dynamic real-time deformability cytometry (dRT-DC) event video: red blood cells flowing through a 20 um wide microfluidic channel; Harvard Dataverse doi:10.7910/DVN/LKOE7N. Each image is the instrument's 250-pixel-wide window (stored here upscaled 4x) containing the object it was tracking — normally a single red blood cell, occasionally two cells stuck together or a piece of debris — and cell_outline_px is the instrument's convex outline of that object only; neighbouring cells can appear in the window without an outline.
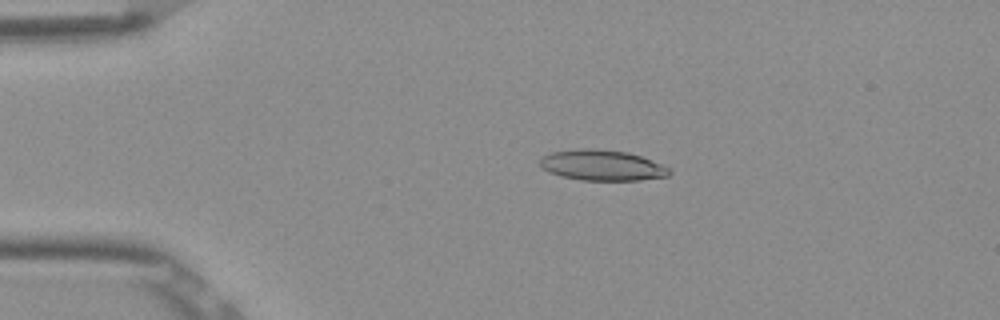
{"species": "Egyptian fruit bat (a non-hibernating species)", "species_latin": "Rousettus aegyptiacus", "temperature_condition": "room temperature", "stored_images_in_passage": 52, "camera_frame_rate_fps": 3000, "um_per_image_px": 0.085, "frame": {"image": 1, "passage_image": 11, "time_ms": 3.333, "image_size_px": [1000, 320], "cell_outline_px": [[672, 172], [668, 176], [640, 180], [580, 180], [560, 176], [548, 172], [540, 164], [540, 160], [544, 156], [552, 152], [580, 148], [584, 148], [628, 152], [640, 156], [660, 164], [668, 168]], "centroid_in_image_um": [51.17, 14.06], "position_along_channel_um": 33.8, "area_um2": 22.83}}
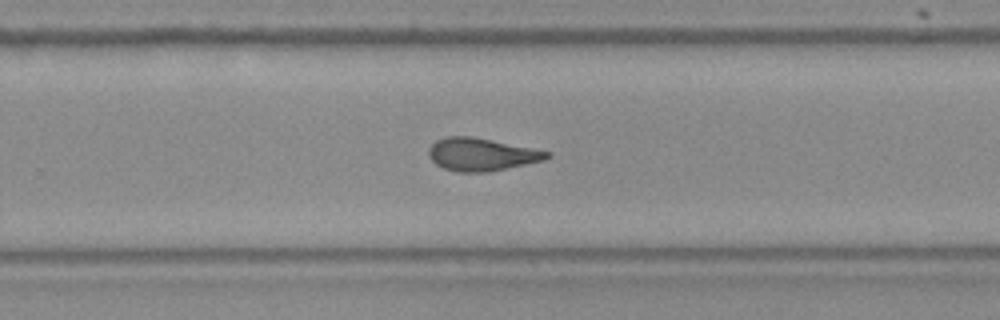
{"frame": {"image": 2, "passage_image": 34, "time_ms": 11.0, "image_size_px": [1000, 320], "cell_outline_px": [[552, 156], [544, 160], [488, 172], [456, 172], [444, 168], [436, 164], [428, 156], [428, 148], [436, 140], [444, 136], [472, 136], [552, 152]], "centroid_in_image_um": [40.91, 13.12], "position_along_channel_um": 288.9, "area_um2": 22.6}}
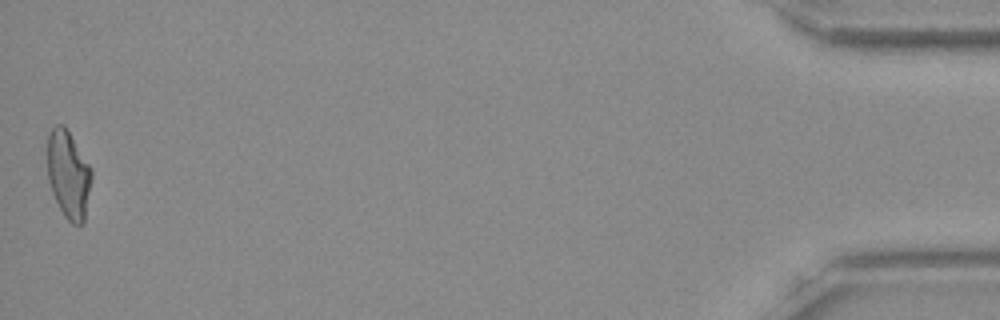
{"frame": {"image": 3, "passage_image": 52, "time_ms": 17.0, "image_size_px": [1000, 320], "cell_outline_px": [[92, 176], [84, 224], [72, 224], [64, 216], [52, 192], [48, 180], [48, 136], [52, 128], [56, 124], [64, 124], [92, 168]], "centroid_in_image_um": [5.83, 14.83], "position_along_channel_um": 429.4, "area_um2": 22.6}, "authors_computed_cell_mechanics": {"area_um2": 22.5998, "velocity_mm_per_s": 3.9049, "shape_relaxation_time_tau1_ms": null, "shape_relaxation_time_tau2_ms": 2.6727, "deformation_change_tau1": null, "deformation_change_tau2": 0.1003}}